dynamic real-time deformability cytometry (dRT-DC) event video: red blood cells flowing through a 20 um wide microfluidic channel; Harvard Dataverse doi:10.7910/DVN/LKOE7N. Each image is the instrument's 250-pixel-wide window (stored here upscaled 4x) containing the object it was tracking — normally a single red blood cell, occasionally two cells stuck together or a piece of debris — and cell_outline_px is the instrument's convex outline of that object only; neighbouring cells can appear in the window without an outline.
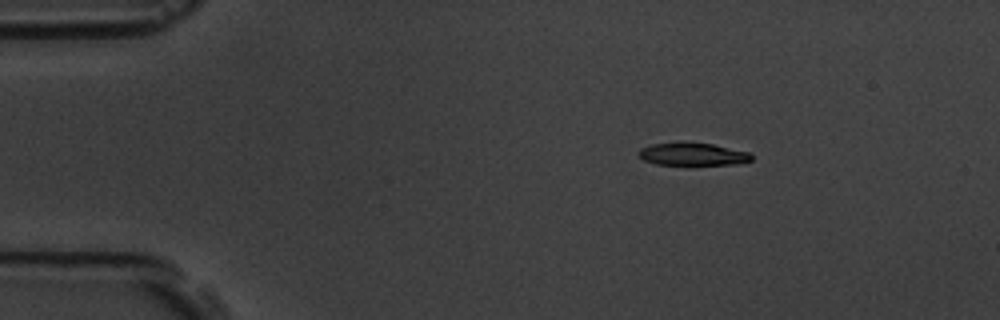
{"species": "common noctule bat (a hibernating species)", "species_latin": "Nyctalus noctula", "temperature_condition": "room temperature", "stored_images_in_passage": 4, "camera_frame_rate_fps": 3000, "um_per_image_px": 0.085, "animal": {"sex": "male", "body_mass_g": 19.5, "forearm_length_mm": 54.6}, "frame": {"image": 1, "passage_image": 1, "time_ms": 0.0, "image_size_px": [1000, 320], "cell_outline_px": [[752, 160], [740, 164], [692, 168], [688, 168], [656, 164], [644, 160], [636, 152], [640, 148], [652, 144], [712, 144], [748, 152], [752, 156]], "centroid_in_image_um": [58.9, 13.2], "position_along_channel_um": 26.1, "area_um2": 15.55}}
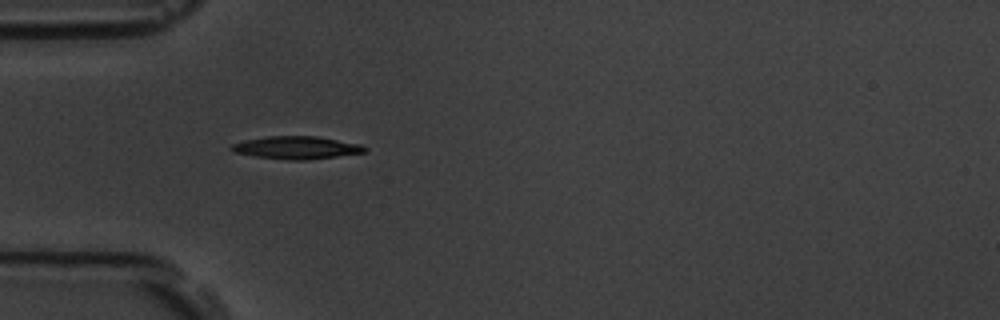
{"frame": {"image": 2, "passage_image": 3, "time_ms": 2.667, "image_size_px": [1000, 320], "cell_outline_px": [[368, 148], [364, 152], [336, 156], [304, 160], [288, 160], [256, 156], [236, 152], [228, 148], [232, 144], [244, 140], [268, 136], [316, 136], [364, 144]], "centroid_in_image_um": [25.23, 12.54], "position_along_channel_um": 59.8, "area_um2": 17.57}}
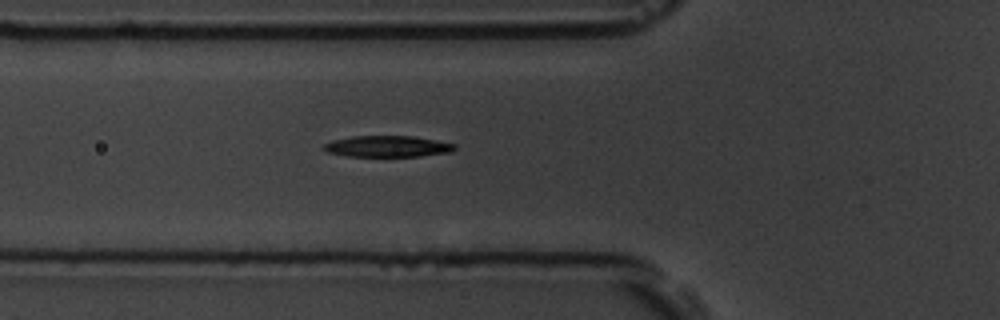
{"frame": {"image": 3, "passage_image": 4, "time_ms": 3.667, "image_size_px": [1000, 320], "cell_outline_px": [[456, 148], [452, 152], [420, 156], [348, 156], [328, 152], [324, 148], [324, 144], [332, 140], [352, 136], [412, 136], [456, 144]], "centroid_in_image_um": [32.96, 12.44], "position_along_channel_um": 92.8, "area_um2": 16.07}}